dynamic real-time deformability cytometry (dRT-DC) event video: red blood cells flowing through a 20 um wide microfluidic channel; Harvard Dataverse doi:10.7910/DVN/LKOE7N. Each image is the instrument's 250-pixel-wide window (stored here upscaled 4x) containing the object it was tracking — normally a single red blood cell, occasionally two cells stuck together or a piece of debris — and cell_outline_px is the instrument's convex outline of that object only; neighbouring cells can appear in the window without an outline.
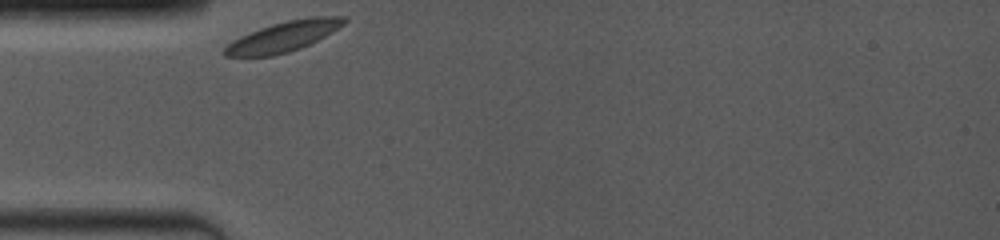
{"species": "common noctule bat (a hibernating species)", "species_latin": "Nyctalus noctula", "temperature_condition": "room temperature", "stored_images_in_passage": 2, "camera_frame_rate_fps": 4000, "um_per_image_px": 0.085, "animal": {"sex": "female", "body_mass_g": 19.0, "forearm_length_mm": 53.3}, "frame": {"image": 1, "passage_image": 1, "time_ms": 0.0, "image_size_px": [1000, 240], "cell_outline_px": [[348, 20], [344, 24], [324, 36], [300, 48], [288, 52], [272, 56], [224, 56], [224, 48], [232, 40], [240, 36], [260, 28], [272, 24], [288, 20], [312, 16], [348, 16]], "centroid_in_image_um": [24.1, 3.09], "position_along_channel_um": 60.9, "area_um2": 20.81}}